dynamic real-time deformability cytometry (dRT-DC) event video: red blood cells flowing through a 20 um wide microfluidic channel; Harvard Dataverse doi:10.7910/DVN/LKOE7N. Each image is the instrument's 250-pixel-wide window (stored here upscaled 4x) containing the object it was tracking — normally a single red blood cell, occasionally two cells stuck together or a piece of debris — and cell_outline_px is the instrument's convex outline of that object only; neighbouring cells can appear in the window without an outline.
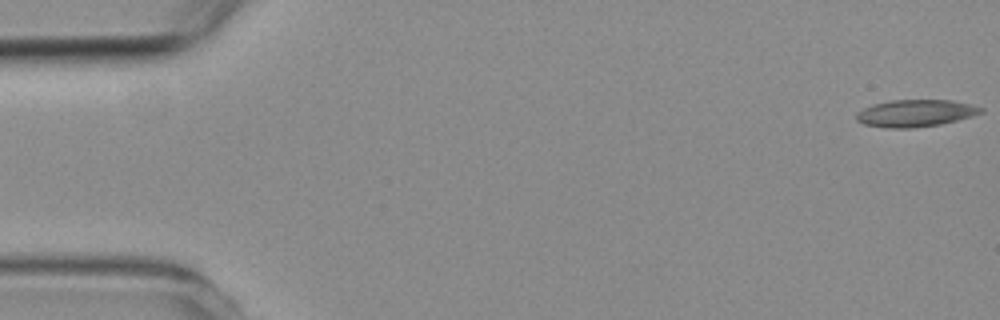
{"species": "common noctule bat (a hibernating species)", "species_latin": "Nyctalus noctula", "temperature_condition": "room temperature", "stored_images_in_passage": 5, "segment_of_instrument_passage": [2, 2], "camera_frame_rate_fps": 3000, "um_per_image_px": 0.085, "animal": {"sex": "female", "body_mass_g": 19.3, "forearm_length_mm": 54.1}, "frame": {"image": 1, "passage_image": 5, "time_ms": 4.667, "image_size_px": [1000, 320], "cell_outline_px": [[984, 112], [972, 116], [940, 124], [912, 128], [888, 128], [864, 124], [856, 120], [856, 112], [872, 104], [892, 100], [952, 100], [972, 104], [984, 108]], "centroid_in_image_um": [77.82, 9.61], "position_along_channel_um": 7.2, "area_um2": 19.71}}